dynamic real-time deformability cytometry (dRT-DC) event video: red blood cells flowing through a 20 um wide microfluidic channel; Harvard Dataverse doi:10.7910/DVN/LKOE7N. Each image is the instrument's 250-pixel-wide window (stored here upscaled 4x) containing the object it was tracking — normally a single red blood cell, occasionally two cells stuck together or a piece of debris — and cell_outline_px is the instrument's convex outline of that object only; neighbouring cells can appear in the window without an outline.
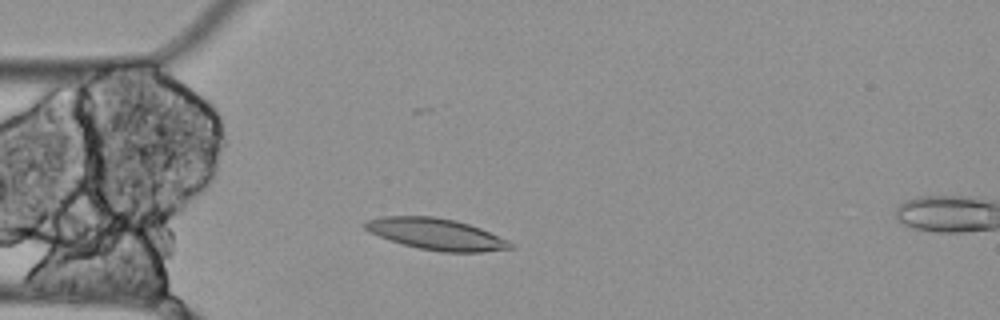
{"species": "Egyptian fruit bat (a non-hibernating species)", "species_latin": "Rousettus aegyptiacus", "temperature_condition": "cold", "stored_images_in_passage": 4, "segment_of_instrument_passage": [1, 2], "camera_frame_rate_fps": 3000, "um_per_image_px": 0.085, "animal": {"sex": "female"}, "frame": {"image": 1, "passage_image": 3, "time_ms": 0.667, "image_size_px": [1000, 320], "cell_outline_px": [[512, 248], [480, 252], [440, 252], [420, 248], [404, 244], [368, 232], [360, 224], [368, 220], [380, 216], [432, 216], [456, 220], [480, 228], [508, 240], [512, 244]], "centroid_in_image_um": [37.04, 19.89], "position_along_channel_um": 48.0, "area_um2": 26.41}}